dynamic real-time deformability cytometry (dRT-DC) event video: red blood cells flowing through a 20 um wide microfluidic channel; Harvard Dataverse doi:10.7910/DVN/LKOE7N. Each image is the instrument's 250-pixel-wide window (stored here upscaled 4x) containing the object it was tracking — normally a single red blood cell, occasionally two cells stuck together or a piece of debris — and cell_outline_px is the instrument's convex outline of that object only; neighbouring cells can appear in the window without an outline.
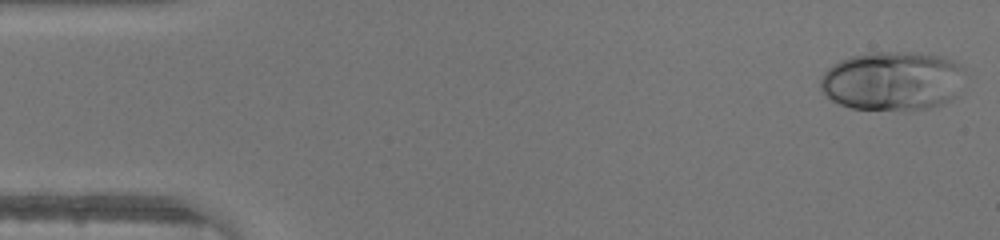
{"species": "human", "species_latin": "Homo sapiens", "temperature_condition": "warm", "stored_images_in_passage": 45, "camera_frame_rate_fps": 3000, "um_per_image_px": 0.085, "donor": {"sex": "male"}, "frame": {"image": 1, "passage_image": 1, "time_ms": 0.0, "image_size_px": [1000, 240], "cell_outline_px": [[964, 72], [956, 96], [952, 100], [944, 104], [912, 112], [852, 108], [840, 104], [824, 96], [820, 88], [820, 76], [832, 64], [840, 60], [852, 56], [868, 52], [916, 52], [944, 56], [960, 64], [964, 68]], "centroid_in_image_um": [75.86, 6.9], "position_along_channel_um": 9.1, "area_um2": 50.92}}
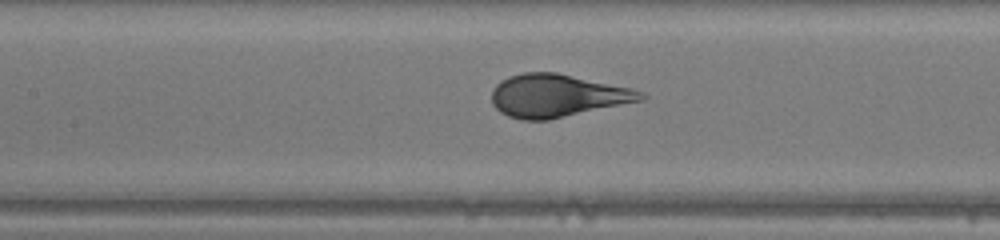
{"frame": {"image": 2, "passage_image": 20, "time_ms": 6.333, "image_size_px": [1000, 240], "cell_outline_px": [[648, 96], [644, 100], [548, 120], [520, 120], [508, 116], [500, 112], [492, 104], [492, 88], [500, 80], [508, 76], [524, 72], [556, 72], [632, 88], [644, 92]], "centroid_in_image_um": [47.35, 8.13], "position_along_channel_um": 160.0, "area_um2": 37.45}}
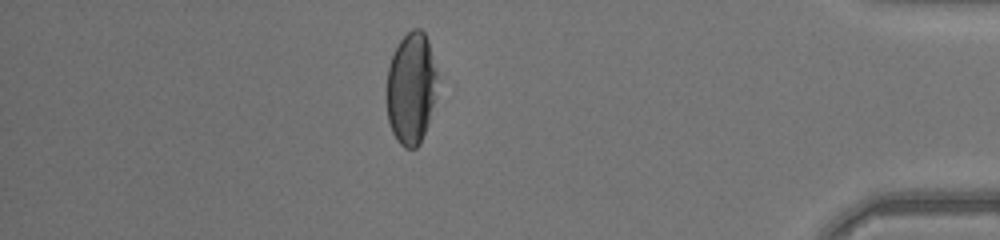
{"frame": {"image": 3, "passage_image": 39, "time_ms": 12.667, "image_size_px": [1000, 240], "cell_outline_px": [[436, 76], [432, 104], [428, 120], [420, 144], [416, 148], [404, 148], [396, 140], [392, 132], [388, 120], [388, 64], [400, 40], [412, 28], [420, 28], [424, 32], [428, 40], [436, 72]], "centroid_in_image_um": [34.92, 7.5], "position_along_channel_um": 400.3, "area_um2": 32.19}}